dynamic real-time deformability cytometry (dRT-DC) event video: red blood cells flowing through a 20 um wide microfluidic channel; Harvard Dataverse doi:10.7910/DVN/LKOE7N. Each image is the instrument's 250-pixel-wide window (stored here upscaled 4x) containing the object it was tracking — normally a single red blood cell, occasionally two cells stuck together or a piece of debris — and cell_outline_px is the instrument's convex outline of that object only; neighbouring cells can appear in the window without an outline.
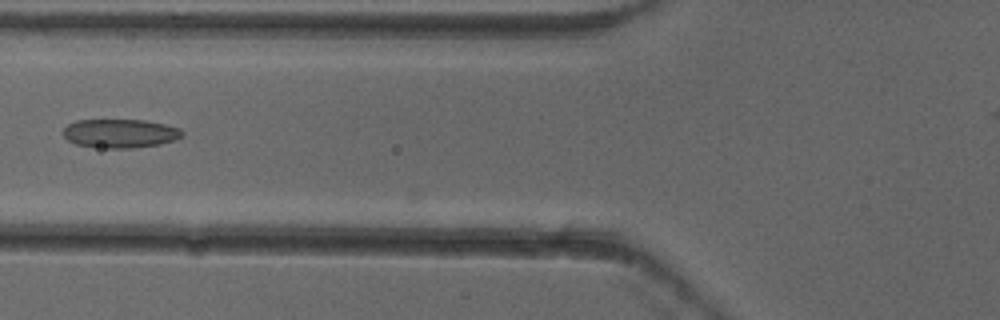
{"species": "common noctule bat (a hibernating species)", "species_latin": "Nyctalus noctula", "temperature_condition": "cold", "stored_images_in_passage": 6, "camera_frame_rate_fps": 3000, "um_per_image_px": 0.085, "animal": {"sex": "female"}, "frame": {"image": 1, "passage_image": 5, "time_ms": 1.333, "image_size_px": [1000, 320], "cell_outline_px": [[184, 136], [176, 140], [160, 144], [136, 148], [108, 148], [76, 144], [68, 140], [64, 136], [64, 128], [68, 124], [76, 120], [144, 120], [164, 124], [180, 128], [184, 132]], "centroid_in_image_um": [10.26, 11.34], "position_along_channel_um": 115.5, "area_um2": 20.0}}
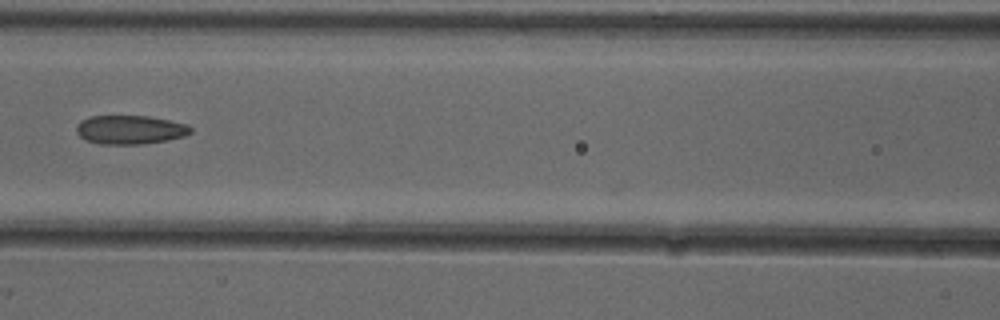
{"frame": {"image": 2, "passage_image": 6, "time_ms": 1.667, "image_size_px": [1000, 320], "cell_outline_px": [[192, 132], [184, 136], [168, 140], [140, 144], [100, 144], [88, 140], [80, 136], [76, 132], [76, 124], [80, 120], [88, 116], [148, 116], [188, 124], [192, 128]], "centroid_in_image_um": [11.05, 11.02], "position_along_channel_um": 155.6, "area_um2": 19.25}}